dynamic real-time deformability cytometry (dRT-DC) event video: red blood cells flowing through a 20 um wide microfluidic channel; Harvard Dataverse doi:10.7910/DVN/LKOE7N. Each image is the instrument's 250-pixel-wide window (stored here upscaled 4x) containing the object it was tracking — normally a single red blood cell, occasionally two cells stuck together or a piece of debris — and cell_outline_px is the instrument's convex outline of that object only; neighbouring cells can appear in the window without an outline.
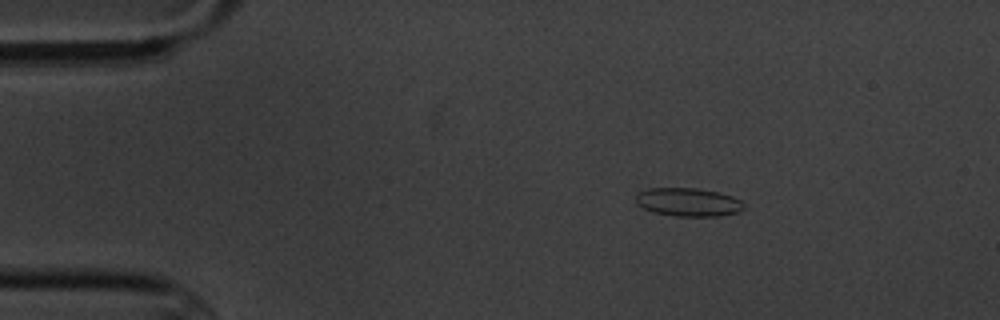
{"species": "common noctule bat (a hibernating species)", "species_latin": "Nyctalus noctula", "temperature_condition": "cold", "stored_images_in_passage": 6, "camera_frame_rate_fps": 3000, "um_per_image_px": 0.085, "animal": {"sex": "male", "body_mass_g": 20.1, "forearm_length_mm": 53.5}, "frame": {"image": 1, "passage_image": 3, "time_ms": 2.333, "image_size_px": [1000, 320], "cell_outline_px": [[744, 208], [740, 212], [720, 216], [676, 216], [652, 212], [636, 204], [636, 192], [648, 188], [696, 188], [720, 192], [732, 196], [740, 200], [744, 204]], "centroid_in_image_um": [58.49, 17.18], "position_along_channel_um": 26.5, "area_um2": 18.09}}
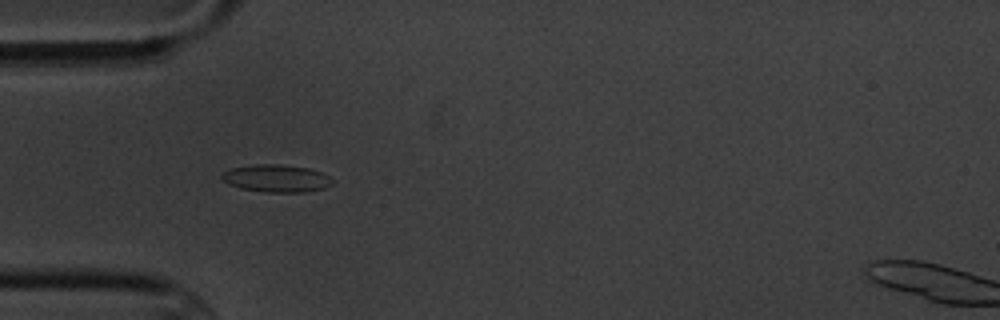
{"frame": {"image": 2, "passage_image": 5, "time_ms": 5.0, "image_size_px": [1000, 320], "cell_outline_px": [[336, 180], [332, 184], [324, 188], [304, 192], [264, 192], [240, 188], [228, 184], [220, 176], [224, 172], [232, 168], [256, 164], [276, 164], [308, 168], [320, 172]], "centroid_in_image_um": [23.51, 15.17], "position_along_channel_um": 61.5, "area_um2": 17.63}}
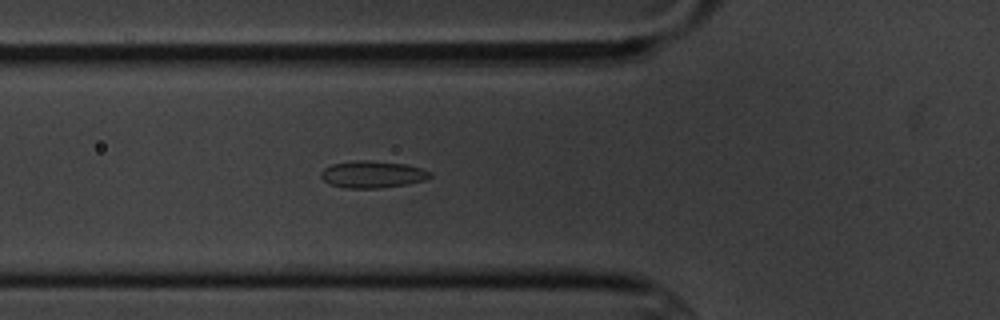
{"frame": {"image": 3, "passage_image": 6, "time_ms": 6.0, "image_size_px": [1000, 320], "cell_outline_px": [[432, 176], [424, 180], [404, 184], [380, 188], [344, 188], [328, 184], [320, 176], [320, 172], [324, 168], [332, 164], [356, 160], [368, 160], [408, 164], [432, 172]], "centroid_in_image_um": [31.63, 14.82], "position_along_channel_um": 94.2, "area_um2": 17.22}}